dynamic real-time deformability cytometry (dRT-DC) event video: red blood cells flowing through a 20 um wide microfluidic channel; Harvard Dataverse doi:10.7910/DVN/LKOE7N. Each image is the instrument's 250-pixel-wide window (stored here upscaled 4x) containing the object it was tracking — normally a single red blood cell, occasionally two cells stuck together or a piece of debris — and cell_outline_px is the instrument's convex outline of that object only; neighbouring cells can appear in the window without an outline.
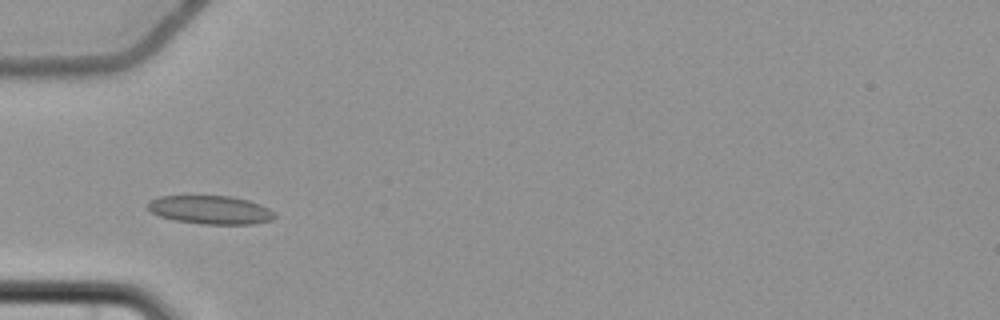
{"species": "common noctule bat (a hibernating species)", "species_latin": "Nyctalus noctula", "temperature_condition": "cold", "stored_images_in_passage": 4, "camera_frame_rate_fps": 3000, "um_per_image_px": 0.085, "animal": {"sex": "female", "body_mass_g": 22.7, "forearm_length_mm": 54.2}, "frame": {"image": 1, "passage_image": 3, "time_ms": 3.0, "image_size_px": [1000, 320], "cell_outline_px": [[276, 216], [272, 220], [252, 224], [204, 224], [176, 220], [160, 216], [152, 212], [144, 204], [148, 200], [160, 196], [232, 196], [248, 200], [260, 204], [276, 212]], "centroid_in_image_um": [17.89, 17.83], "position_along_channel_um": 67.1, "area_um2": 21.15}}
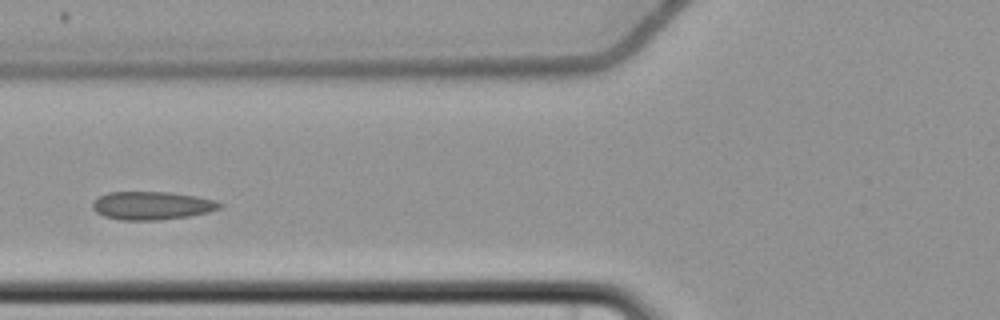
{"frame": {"image": 2, "passage_image": 4, "time_ms": 4.333, "image_size_px": [1000, 320], "cell_outline_px": [[224, 204], [220, 208], [208, 212], [188, 216], [156, 220], [120, 220], [104, 216], [96, 212], [92, 208], [92, 204], [100, 196], [108, 192], [168, 192], [196, 196], [212, 200]], "centroid_in_image_um": [12.89, 17.47], "position_along_channel_um": 112.9, "area_um2": 20.69}}